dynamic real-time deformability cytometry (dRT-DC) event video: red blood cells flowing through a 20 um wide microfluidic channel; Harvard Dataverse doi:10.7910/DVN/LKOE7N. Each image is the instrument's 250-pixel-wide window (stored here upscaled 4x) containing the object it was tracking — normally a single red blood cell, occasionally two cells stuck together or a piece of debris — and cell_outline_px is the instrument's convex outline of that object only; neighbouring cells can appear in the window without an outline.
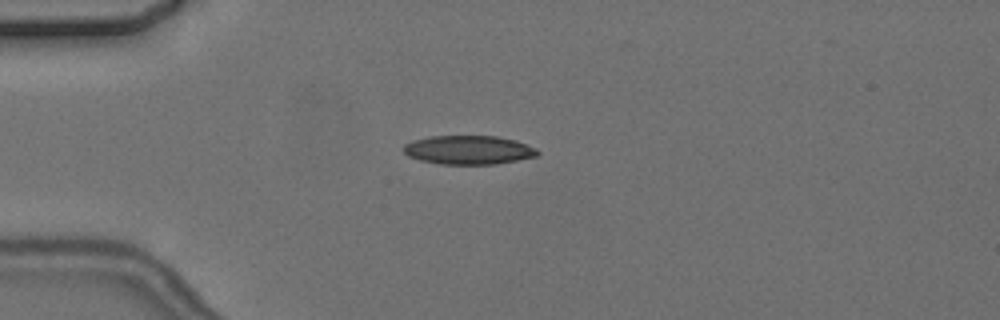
{"species": "common noctule bat (a hibernating species)", "species_latin": "Nyctalus noctula", "temperature_condition": "cold", "stored_images_in_passage": 8, "camera_frame_rate_fps": 3000, "um_per_image_px": 0.085, "animal": {"sex": "female", "body_mass_g": 24.6, "forearm_length_mm": 56.2}, "frame": {"image": 1, "passage_image": 4, "time_ms": 3.667, "image_size_px": [1000, 320], "cell_outline_px": [[540, 152], [536, 156], [496, 164], [440, 164], [420, 160], [408, 156], [404, 152], [404, 144], [412, 140], [428, 136], [496, 136], [516, 140], [528, 144], [536, 148]], "centroid_in_image_um": [39.82, 12.74], "position_along_channel_um": 45.2, "area_um2": 22.6}}
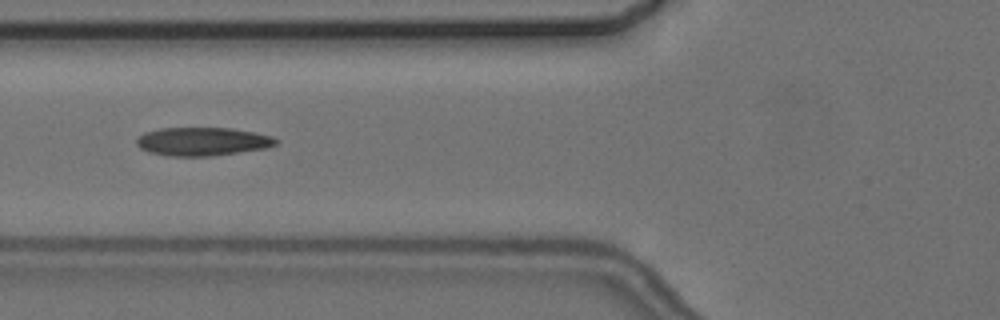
{"frame": {"image": 2, "passage_image": 6, "time_ms": 6.0, "image_size_px": [1000, 320], "cell_outline_px": [[280, 140], [276, 144], [264, 148], [212, 156], [168, 156], [148, 152], [140, 148], [136, 144], [136, 140], [144, 132], [160, 128], [232, 128], [272, 136]], "centroid_in_image_um": [17.18, 12.03], "position_along_channel_um": 108.6, "area_um2": 23.0}}
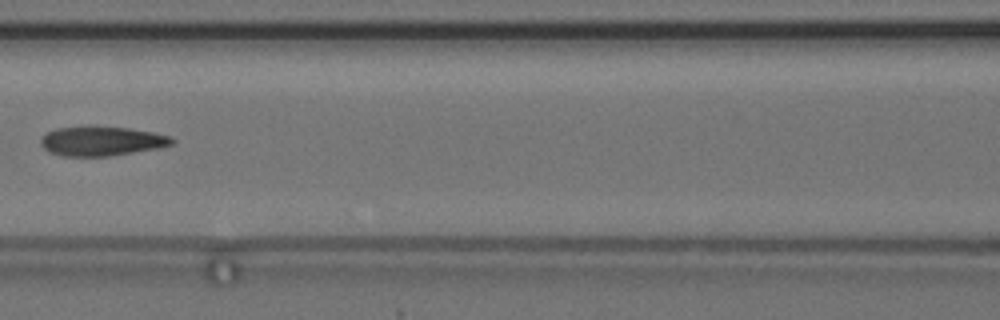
{"frame": {"image": 3, "passage_image": 7, "time_ms": 7.333, "image_size_px": [1000, 320], "cell_outline_px": [[176, 140], [172, 144], [160, 148], [108, 156], [64, 156], [48, 152], [40, 144], [40, 140], [48, 132], [56, 128], [88, 124], [128, 128], [152, 132], [168, 136]], "centroid_in_image_um": [8.61, 11.97], "position_along_channel_um": 158.0, "area_um2": 22.89}}